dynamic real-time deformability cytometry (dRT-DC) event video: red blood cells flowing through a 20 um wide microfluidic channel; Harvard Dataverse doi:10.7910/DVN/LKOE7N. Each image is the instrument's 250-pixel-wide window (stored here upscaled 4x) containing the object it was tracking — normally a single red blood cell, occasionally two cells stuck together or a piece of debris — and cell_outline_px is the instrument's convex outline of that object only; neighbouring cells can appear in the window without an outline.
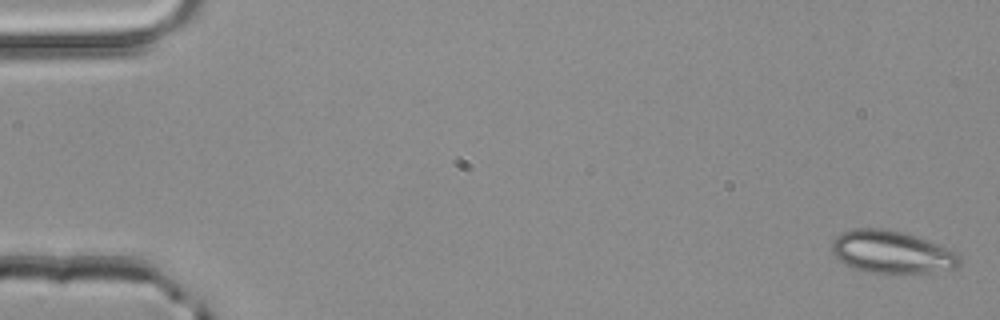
{"species": "common noctule bat (a hibernating species)", "species_latin": "Nyctalus noctula", "temperature_condition": "room temperature", "stored_images_in_passage": 51, "camera_frame_rate_fps": 3000, "um_per_image_px": 0.085, "animal": {"sex": "male", "body_mass_g": 20.4}, "frame": {"image": 1, "passage_image": 1, "time_ms": 0.0, "image_size_px": [1000, 320], "cell_outline_px": [[960, 264], [956, 268], [932, 272], [868, 272], [844, 264], [832, 252], [832, 240], [836, 236], [844, 232], [856, 228], [884, 228], [904, 232], [936, 244], [956, 252], [960, 256]], "centroid_in_image_um": [75.79, 21.41], "position_along_channel_um": 9.2, "area_um2": 31.21}}
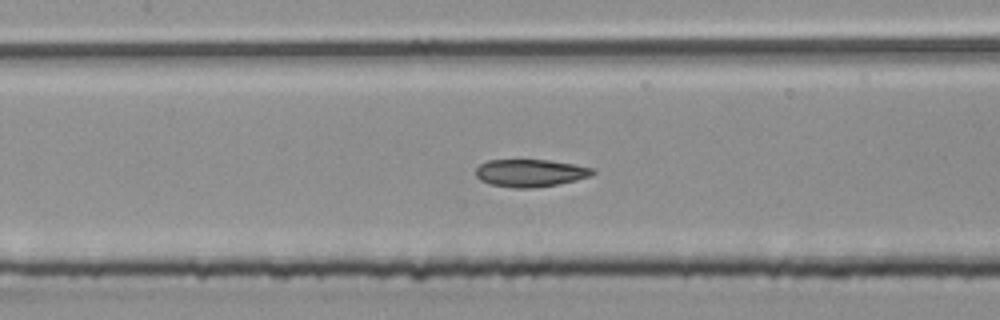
{"frame": {"image": 2, "passage_image": 24, "time_ms": 7.667, "image_size_px": [1000, 320], "cell_outline_px": [[596, 172], [592, 176], [576, 180], [556, 184], [532, 188], [512, 188], [492, 184], [480, 180], [476, 176], [476, 168], [480, 164], [488, 160], [548, 160], [576, 164], [596, 168]], "centroid_in_image_um": [45.12, 14.7], "position_along_channel_um": 162.3, "area_um2": 18.84}}
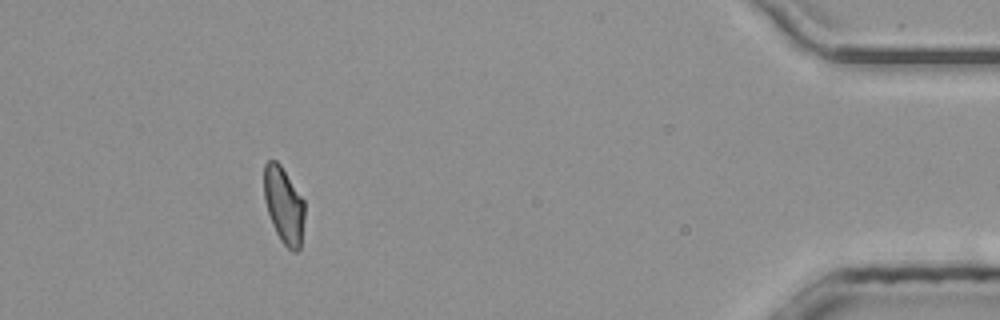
{"frame": {"image": 3, "passage_image": 47, "time_ms": 15.333, "image_size_px": [1000, 320], "cell_outline_px": [[304, 220], [300, 248], [296, 252], [292, 252], [280, 240], [272, 224], [264, 200], [264, 164], [268, 160], [276, 160], [280, 164], [304, 200]], "centroid_in_image_um": [24.12, 17.45], "position_along_channel_um": 411.1, "area_um2": 18.09}, "authors_computed_cell_mechanics": {"area_um2": 19.1318, "velocity_mm_per_s": 4.057, "shape_relaxation_time_tau1_ms": null, "shape_relaxation_time_tau2_ms": 1.7989, "deformation_change_tau1": null, "deformation_change_tau2": 0.071}}